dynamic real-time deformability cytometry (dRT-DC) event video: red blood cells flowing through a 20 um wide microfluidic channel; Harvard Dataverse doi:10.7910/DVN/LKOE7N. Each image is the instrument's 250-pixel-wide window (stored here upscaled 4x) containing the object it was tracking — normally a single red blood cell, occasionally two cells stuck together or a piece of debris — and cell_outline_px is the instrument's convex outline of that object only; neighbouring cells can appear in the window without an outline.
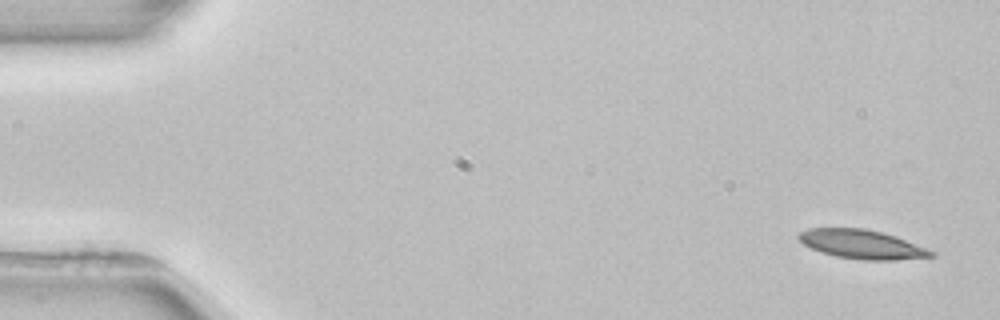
{"species": "common noctule bat (a hibernating species)", "species_latin": "Nyctalus noctula", "temperature_condition": "room temperature", "stored_images_in_passage": 4, "camera_frame_rate_fps": 3000, "um_per_image_px": 0.085, "animal": {"sex": "female", "body_mass_g": 22.7, "forearm_length_mm": 54.2}, "frame": {"image": 1, "passage_image": 1, "time_ms": 0.0, "image_size_px": [1000, 320], "cell_outline_px": [[936, 256], [896, 260], [864, 260], [836, 256], [820, 252], [804, 244], [796, 236], [800, 232], [808, 228], [864, 228], [896, 236], [936, 252]], "centroid_in_image_um": [73.27, 20.76], "position_along_channel_um": 11.7, "area_um2": 22.31}}
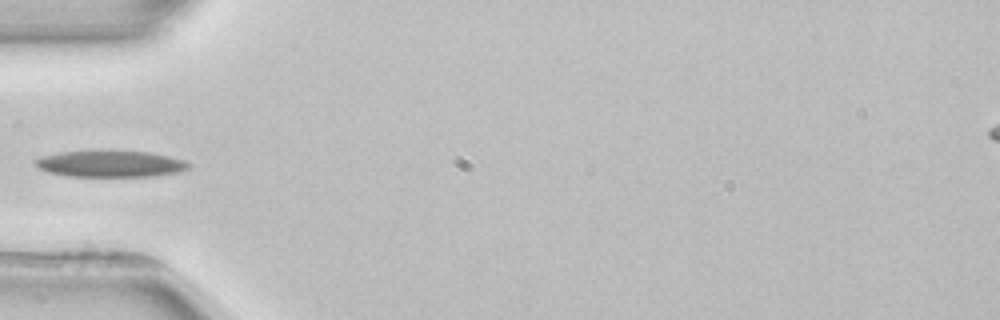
{"frame": {"image": 2, "passage_image": 4, "time_ms": 5.0, "image_size_px": [1000, 320], "cell_outline_px": [[192, 164], [188, 168], [180, 172], [152, 176], [68, 176], [48, 172], [40, 168], [32, 160], [40, 156], [60, 152], [148, 152], [168, 156], [184, 160]], "centroid_in_image_um": [9.39, 13.94], "position_along_channel_um": 75.6, "area_um2": 23.18}}